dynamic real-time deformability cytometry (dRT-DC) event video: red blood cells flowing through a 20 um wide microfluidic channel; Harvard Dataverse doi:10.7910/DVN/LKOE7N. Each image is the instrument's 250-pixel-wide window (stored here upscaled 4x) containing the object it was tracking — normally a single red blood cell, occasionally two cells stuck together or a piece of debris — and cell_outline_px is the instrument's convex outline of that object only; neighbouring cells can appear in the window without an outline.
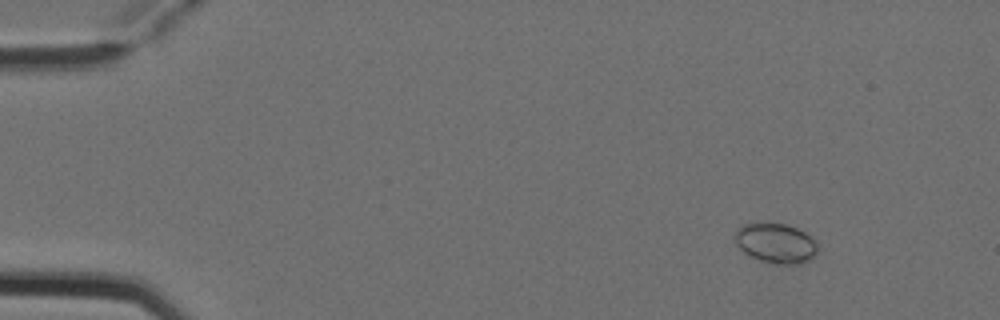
{"species": "Egyptian fruit bat (a non-hibernating species)", "species_latin": "Rousettus aegyptiacus", "temperature_condition": "cold", "stored_images_in_passage": 2, "camera_frame_rate_fps": 3000, "um_per_image_px": 0.085, "animal": {"sex": "female"}, "frame": {"image": 1, "passage_image": 1, "time_ms": 0.0, "image_size_px": [1000, 320], "cell_outline_px": [[816, 252], [808, 260], [800, 264], [776, 264], [760, 260], [744, 252], [736, 244], [736, 228], [744, 224], [788, 224], [804, 232], [816, 244]], "centroid_in_image_um": [65.92, 20.68], "position_along_channel_um": 19.1, "area_um2": 18.67}}